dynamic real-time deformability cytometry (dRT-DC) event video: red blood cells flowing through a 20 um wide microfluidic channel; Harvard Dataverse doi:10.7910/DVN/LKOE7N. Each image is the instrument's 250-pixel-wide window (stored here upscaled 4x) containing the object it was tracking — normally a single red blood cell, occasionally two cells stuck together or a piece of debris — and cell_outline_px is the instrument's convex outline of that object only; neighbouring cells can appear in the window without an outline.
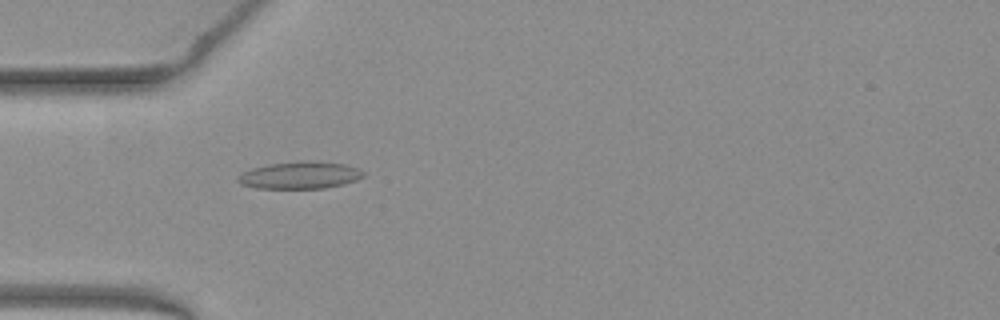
{"species": "common noctule bat (a hibernating species)", "species_latin": "Nyctalus noctula", "temperature_condition": "warm", "stored_images_in_passage": 37, "camera_frame_rate_fps": 3000, "um_per_image_px": 0.085, "animal": {"sex": "female", "body_mass_g": 19.3, "forearm_length_mm": 54.1}, "frame": {"image": 1, "passage_image": 1, "time_ms": 0.0, "image_size_px": [1000, 320], "cell_outline_px": [[364, 176], [356, 180], [344, 184], [324, 188], [256, 188], [240, 184], [236, 180], [236, 176], [252, 168], [268, 164], [300, 160], [316, 160], [344, 164], [356, 168], [364, 172]], "centroid_in_image_um": [25.47, 14.88], "position_along_channel_um": 59.5, "area_um2": 20.06}}
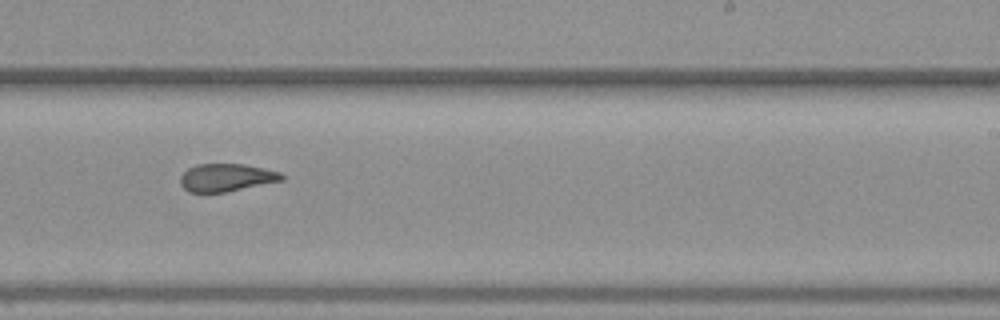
{"frame": {"image": 2, "passage_image": 17, "time_ms": 5.333, "image_size_px": [1000, 320], "cell_outline_px": [[284, 180], [224, 192], [188, 192], [180, 184], [180, 176], [188, 168], [196, 164], [244, 164], [264, 168], [280, 172], [284, 176]], "centroid_in_image_um": [19.23, 15.08], "position_along_channel_um": 269.8, "area_um2": 16.36}}
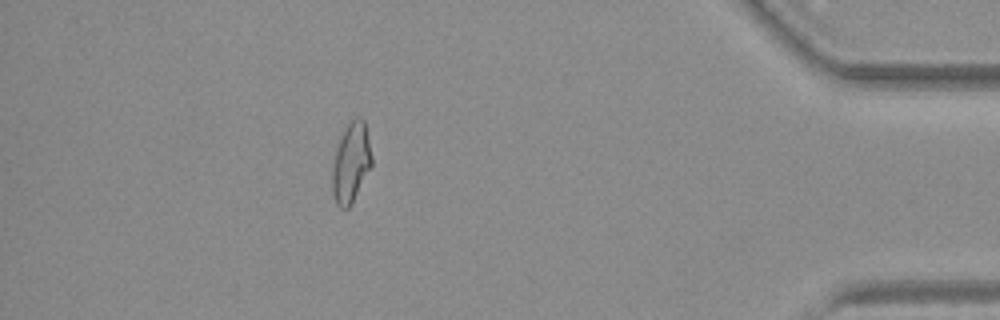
{"frame": {"image": 3, "passage_image": 31, "time_ms": 10.0, "image_size_px": [1000, 320], "cell_outline_px": [[372, 164], [352, 204], [348, 208], [340, 208], [336, 204], [332, 192], [332, 168], [336, 148], [344, 128], [356, 116], [360, 116], [364, 120], [372, 156]], "centroid_in_image_um": [29.83, 13.84], "position_along_channel_um": 405.4, "area_um2": 18.38}, "authors_computed_cell_mechanics": {"area_um2": 17.6868, "velocity_mm_per_s": 3.9876, "shape_relaxation_time_tau1_ms": null, "shape_relaxation_time_tau2_ms": 1.8298, "deformation_change_tau1": null, "deformation_change_tau2": 0.0893}}